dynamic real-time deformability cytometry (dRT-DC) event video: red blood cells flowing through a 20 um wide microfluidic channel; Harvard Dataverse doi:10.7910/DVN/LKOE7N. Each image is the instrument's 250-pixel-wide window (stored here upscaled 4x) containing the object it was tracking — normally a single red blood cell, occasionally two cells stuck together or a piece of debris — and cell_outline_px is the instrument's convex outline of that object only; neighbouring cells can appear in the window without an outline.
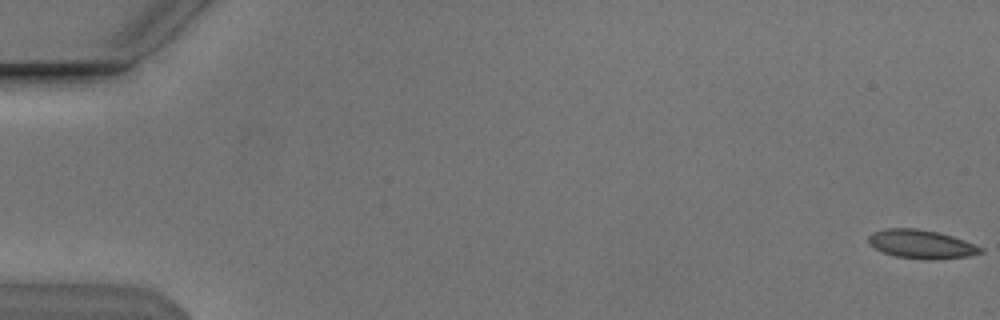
{"species": "Egyptian fruit bat (a non-hibernating species)", "species_latin": "Rousettus aegyptiacus", "temperature_condition": "cold", "stored_images_in_passage": 17, "camera_frame_rate_fps": 3000, "um_per_image_px": 0.085, "animal": {"sex": "male"}, "frame": {"image": 1, "passage_image": 1, "time_ms": 0.0, "image_size_px": [1000, 320], "cell_outline_px": [[984, 252], [968, 256], [936, 260], [896, 256], [884, 252], [868, 244], [868, 236], [872, 232], [884, 228], [916, 228], [936, 232], [952, 236], [964, 240], [984, 248]], "centroid_in_image_um": [78.31, 20.74], "position_along_channel_um": 6.7, "area_um2": 18.67}}
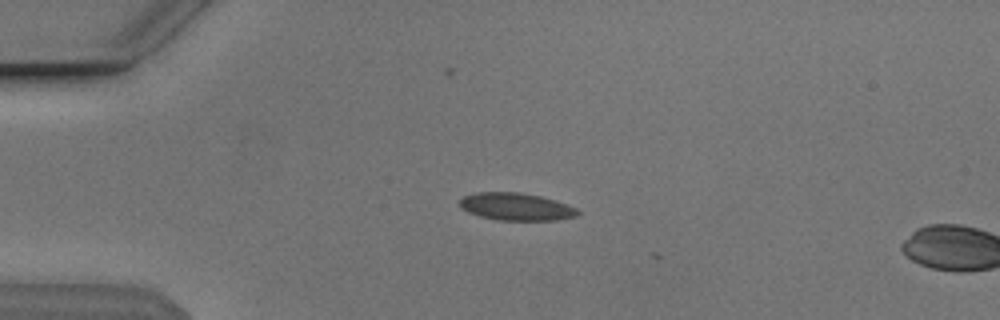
{"frame": {"image": 2, "passage_image": 14, "time_ms": 4.333, "image_size_px": [1000, 320], "cell_outline_px": [[580, 212], [576, 216], [556, 220], [496, 220], [480, 216], [468, 212], [460, 208], [460, 200], [464, 196], [476, 192], [520, 192], [540, 196], [556, 200], [576, 208]], "centroid_in_image_um": [43.86, 17.56], "position_along_channel_um": 41.1, "area_um2": 18.9}}